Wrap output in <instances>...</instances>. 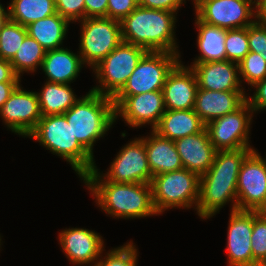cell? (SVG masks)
Instances as JSON below:
<instances>
[{"label":"cell","instance_id":"6da1fadb","mask_svg":"<svg viewBox=\"0 0 266 266\" xmlns=\"http://www.w3.org/2000/svg\"><path fill=\"white\" fill-rule=\"evenodd\" d=\"M254 148L220 150L216 152L209 170L199 179V198L196 213L209 219L228 202L231 211L237 210V178L241 164Z\"/></svg>","mask_w":266,"mask_h":266},{"label":"cell","instance_id":"277c9868","mask_svg":"<svg viewBox=\"0 0 266 266\" xmlns=\"http://www.w3.org/2000/svg\"><path fill=\"white\" fill-rule=\"evenodd\" d=\"M63 115L73 135L92 156L94 143L116 122L113 98L91 90Z\"/></svg>","mask_w":266,"mask_h":266},{"label":"cell","instance_id":"74e56055","mask_svg":"<svg viewBox=\"0 0 266 266\" xmlns=\"http://www.w3.org/2000/svg\"><path fill=\"white\" fill-rule=\"evenodd\" d=\"M252 88H255L254 95L246 97L249 106L253 109L254 113L266 110V77L262 81L255 83Z\"/></svg>","mask_w":266,"mask_h":266},{"label":"cell","instance_id":"d6a6232c","mask_svg":"<svg viewBox=\"0 0 266 266\" xmlns=\"http://www.w3.org/2000/svg\"><path fill=\"white\" fill-rule=\"evenodd\" d=\"M132 241L101 255L95 266H137L138 249ZM104 258H103V257Z\"/></svg>","mask_w":266,"mask_h":266},{"label":"cell","instance_id":"bcb514c9","mask_svg":"<svg viewBox=\"0 0 266 266\" xmlns=\"http://www.w3.org/2000/svg\"><path fill=\"white\" fill-rule=\"evenodd\" d=\"M253 1H255L257 3V5L259 6L263 0H253Z\"/></svg>","mask_w":266,"mask_h":266},{"label":"cell","instance_id":"1f68e13d","mask_svg":"<svg viewBox=\"0 0 266 266\" xmlns=\"http://www.w3.org/2000/svg\"><path fill=\"white\" fill-rule=\"evenodd\" d=\"M224 44L227 60L239 63L250 51L248 44V26L227 30Z\"/></svg>","mask_w":266,"mask_h":266},{"label":"cell","instance_id":"ee69618b","mask_svg":"<svg viewBox=\"0 0 266 266\" xmlns=\"http://www.w3.org/2000/svg\"><path fill=\"white\" fill-rule=\"evenodd\" d=\"M259 18L266 21V0L259 5Z\"/></svg>","mask_w":266,"mask_h":266},{"label":"cell","instance_id":"b9f144b4","mask_svg":"<svg viewBox=\"0 0 266 266\" xmlns=\"http://www.w3.org/2000/svg\"><path fill=\"white\" fill-rule=\"evenodd\" d=\"M20 82H0V109Z\"/></svg>","mask_w":266,"mask_h":266},{"label":"cell","instance_id":"ac0fdd59","mask_svg":"<svg viewBox=\"0 0 266 266\" xmlns=\"http://www.w3.org/2000/svg\"><path fill=\"white\" fill-rule=\"evenodd\" d=\"M198 83L190 66L181 60L168 74L162 92L166 110H190L194 108Z\"/></svg>","mask_w":266,"mask_h":266},{"label":"cell","instance_id":"603a6c76","mask_svg":"<svg viewBox=\"0 0 266 266\" xmlns=\"http://www.w3.org/2000/svg\"><path fill=\"white\" fill-rule=\"evenodd\" d=\"M150 133L149 136L141 138L144 140L148 165L152 175L156 176L161 173L183 169L174 141L160 136L154 130Z\"/></svg>","mask_w":266,"mask_h":266},{"label":"cell","instance_id":"d4e9b609","mask_svg":"<svg viewBox=\"0 0 266 266\" xmlns=\"http://www.w3.org/2000/svg\"><path fill=\"white\" fill-rule=\"evenodd\" d=\"M195 19V25L198 29L197 47L200 55L192 63L227 60L224 44L227 29L203 22L197 16Z\"/></svg>","mask_w":266,"mask_h":266},{"label":"cell","instance_id":"52a82bcc","mask_svg":"<svg viewBox=\"0 0 266 266\" xmlns=\"http://www.w3.org/2000/svg\"><path fill=\"white\" fill-rule=\"evenodd\" d=\"M147 52L140 46L122 41L92 68L99 85L97 84L90 90L113 98L126 84L139 61Z\"/></svg>","mask_w":266,"mask_h":266},{"label":"cell","instance_id":"2e32d148","mask_svg":"<svg viewBox=\"0 0 266 266\" xmlns=\"http://www.w3.org/2000/svg\"><path fill=\"white\" fill-rule=\"evenodd\" d=\"M227 246L229 266H260L252 256L251 235L253 231V211H231Z\"/></svg>","mask_w":266,"mask_h":266},{"label":"cell","instance_id":"cb8c5ba5","mask_svg":"<svg viewBox=\"0 0 266 266\" xmlns=\"http://www.w3.org/2000/svg\"><path fill=\"white\" fill-rule=\"evenodd\" d=\"M205 124L193 110H165L153 129L160 136L172 141L201 132Z\"/></svg>","mask_w":266,"mask_h":266},{"label":"cell","instance_id":"7a4b0ae2","mask_svg":"<svg viewBox=\"0 0 266 266\" xmlns=\"http://www.w3.org/2000/svg\"><path fill=\"white\" fill-rule=\"evenodd\" d=\"M177 14L137 6L121 23L122 40L147 51L180 54L175 39Z\"/></svg>","mask_w":266,"mask_h":266},{"label":"cell","instance_id":"8992f818","mask_svg":"<svg viewBox=\"0 0 266 266\" xmlns=\"http://www.w3.org/2000/svg\"><path fill=\"white\" fill-rule=\"evenodd\" d=\"M200 177L185 168L153 176L152 202L156 213L179 208L196 210ZM193 206V207H192Z\"/></svg>","mask_w":266,"mask_h":266},{"label":"cell","instance_id":"e575fe53","mask_svg":"<svg viewBox=\"0 0 266 266\" xmlns=\"http://www.w3.org/2000/svg\"><path fill=\"white\" fill-rule=\"evenodd\" d=\"M248 44L251 52L261 54L266 61V21L258 18L248 26Z\"/></svg>","mask_w":266,"mask_h":266},{"label":"cell","instance_id":"9a60e30c","mask_svg":"<svg viewBox=\"0 0 266 266\" xmlns=\"http://www.w3.org/2000/svg\"><path fill=\"white\" fill-rule=\"evenodd\" d=\"M115 120L120 116L132 128L151 126L153 130L165 112L162 90L146 92L127 98H113Z\"/></svg>","mask_w":266,"mask_h":266},{"label":"cell","instance_id":"4dcf8cb0","mask_svg":"<svg viewBox=\"0 0 266 266\" xmlns=\"http://www.w3.org/2000/svg\"><path fill=\"white\" fill-rule=\"evenodd\" d=\"M238 64L241 85L244 81L252 87L266 77V61L261 54L249 51Z\"/></svg>","mask_w":266,"mask_h":266},{"label":"cell","instance_id":"4fadbf2b","mask_svg":"<svg viewBox=\"0 0 266 266\" xmlns=\"http://www.w3.org/2000/svg\"><path fill=\"white\" fill-rule=\"evenodd\" d=\"M0 118L11 132L27 138L42 118L37 92L19 84L1 107Z\"/></svg>","mask_w":266,"mask_h":266},{"label":"cell","instance_id":"d6986e66","mask_svg":"<svg viewBox=\"0 0 266 266\" xmlns=\"http://www.w3.org/2000/svg\"><path fill=\"white\" fill-rule=\"evenodd\" d=\"M198 88L212 91H244L239 76V64L223 60L192 63Z\"/></svg>","mask_w":266,"mask_h":266},{"label":"cell","instance_id":"4316f807","mask_svg":"<svg viewBox=\"0 0 266 266\" xmlns=\"http://www.w3.org/2000/svg\"><path fill=\"white\" fill-rule=\"evenodd\" d=\"M37 95L42 116L64 114L80 99L70 84L47 81Z\"/></svg>","mask_w":266,"mask_h":266},{"label":"cell","instance_id":"83f0119b","mask_svg":"<svg viewBox=\"0 0 266 266\" xmlns=\"http://www.w3.org/2000/svg\"><path fill=\"white\" fill-rule=\"evenodd\" d=\"M9 13L10 20L28 26L32 22L38 21L56 14L55 0H10Z\"/></svg>","mask_w":266,"mask_h":266},{"label":"cell","instance_id":"7bdbcfd3","mask_svg":"<svg viewBox=\"0 0 266 266\" xmlns=\"http://www.w3.org/2000/svg\"><path fill=\"white\" fill-rule=\"evenodd\" d=\"M7 9V10H6ZM10 19V13H9V6L5 8L3 5L0 3V31L3 27V25Z\"/></svg>","mask_w":266,"mask_h":266},{"label":"cell","instance_id":"7dc6e473","mask_svg":"<svg viewBox=\"0 0 266 266\" xmlns=\"http://www.w3.org/2000/svg\"><path fill=\"white\" fill-rule=\"evenodd\" d=\"M184 1H186V0H184ZM194 1V7L197 5V0H193Z\"/></svg>","mask_w":266,"mask_h":266},{"label":"cell","instance_id":"44dd1931","mask_svg":"<svg viewBox=\"0 0 266 266\" xmlns=\"http://www.w3.org/2000/svg\"><path fill=\"white\" fill-rule=\"evenodd\" d=\"M246 91H212L198 88L193 110L206 125L239 109L247 101Z\"/></svg>","mask_w":266,"mask_h":266},{"label":"cell","instance_id":"ffe728a7","mask_svg":"<svg viewBox=\"0 0 266 266\" xmlns=\"http://www.w3.org/2000/svg\"><path fill=\"white\" fill-rule=\"evenodd\" d=\"M174 143L183 168L200 177L212 166L217 150L210 142L206 128L197 134L177 139Z\"/></svg>","mask_w":266,"mask_h":266},{"label":"cell","instance_id":"30bf717a","mask_svg":"<svg viewBox=\"0 0 266 266\" xmlns=\"http://www.w3.org/2000/svg\"><path fill=\"white\" fill-rule=\"evenodd\" d=\"M180 54L148 51L139 61L123 88L113 98H127L162 90L166 78L180 61Z\"/></svg>","mask_w":266,"mask_h":266},{"label":"cell","instance_id":"f546056e","mask_svg":"<svg viewBox=\"0 0 266 266\" xmlns=\"http://www.w3.org/2000/svg\"><path fill=\"white\" fill-rule=\"evenodd\" d=\"M27 35L25 26L9 19L0 31V57L11 61Z\"/></svg>","mask_w":266,"mask_h":266},{"label":"cell","instance_id":"484cf974","mask_svg":"<svg viewBox=\"0 0 266 266\" xmlns=\"http://www.w3.org/2000/svg\"><path fill=\"white\" fill-rule=\"evenodd\" d=\"M70 22L56 13L49 17L32 22L27 28V34L34 38L46 50L61 48L67 37Z\"/></svg>","mask_w":266,"mask_h":266},{"label":"cell","instance_id":"f1b7e54d","mask_svg":"<svg viewBox=\"0 0 266 266\" xmlns=\"http://www.w3.org/2000/svg\"><path fill=\"white\" fill-rule=\"evenodd\" d=\"M46 50L34 38L27 35L17 50L16 55L10 61L13 71L21 78L25 72L34 73L41 68Z\"/></svg>","mask_w":266,"mask_h":266},{"label":"cell","instance_id":"5bb4252c","mask_svg":"<svg viewBox=\"0 0 266 266\" xmlns=\"http://www.w3.org/2000/svg\"><path fill=\"white\" fill-rule=\"evenodd\" d=\"M252 150L243 160L237 178L238 210L256 211L266 199V157Z\"/></svg>","mask_w":266,"mask_h":266},{"label":"cell","instance_id":"ab89813d","mask_svg":"<svg viewBox=\"0 0 266 266\" xmlns=\"http://www.w3.org/2000/svg\"><path fill=\"white\" fill-rule=\"evenodd\" d=\"M85 18L107 17L108 0H84Z\"/></svg>","mask_w":266,"mask_h":266},{"label":"cell","instance_id":"ba28073f","mask_svg":"<svg viewBox=\"0 0 266 266\" xmlns=\"http://www.w3.org/2000/svg\"><path fill=\"white\" fill-rule=\"evenodd\" d=\"M107 171L101 173L96 166L82 180L151 184L153 175L148 165L144 140L138 137L124 145Z\"/></svg>","mask_w":266,"mask_h":266},{"label":"cell","instance_id":"8d00e7d4","mask_svg":"<svg viewBox=\"0 0 266 266\" xmlns=\"http://www.w3.org/2000/svg\"><path fill=\"white\" fill-rule=\"evenodd\" d=\"M138 5L137 0H108L107 17L121 22Z\"/></svg>","mask_w":266,"mask_h":266},{"label":"cell","instance_id":"d590c367","mask_svg":"<svg viewBox=\"0 0 266 266\" xmlns=\"http://www.w3.org/2000/svg\"><path fill=\"white\" fill-rule=\"evenodd\" d=\"M55 5L56 12L70 23L85 19L84 0H55Z\"/></svg>","mask_w":266,"mask_h":266},{"label":"cell","instance_id":"3957f363","mask_svg":"<svg viewBox=\"0 0 266 266\" xmlns=\"http://www.w3.org/2000/svg\"><path fill=\"white\" fill-rule=\"evenodd\" d=\"M105 214L121 219L158 215L152 202L151 184L83 181Z\"/></svg>","mask_w":266,"mask_h":266},{"label":"cell","instance_id":"f35d334b","mask_svg":"<svg viewBox=\"0 0 266 266\" xmlns=\"http://www.w3.org/2000/svg\"><path fill=\"white\" fill-rule=\"evenodd\" d=\"M186 3L184 0H139V6L148 9L166 10L177 14L181 6Z\"/></svg>","mask_w":266,"mask_h":266},{"label":"cell","instance_id":"f6af8a7d","mask_svg":"<svg viewBox=\"0 0 266 266\" xmlns=\"http://www.w3.org/2000/svg\"><path fill=\"white\" fill-rule=\"evenodd\" d=\"M261 218L266 219V199L255 211Z\"/></svg>","mask_w":266,"mask_h":266},{"label":"cell","instance_id":"5b68a950","mask_svg":"<svg viewBox=\"0 0 266 266\" xmlns=\"http://www.w3.org/2000/svg\"><path fill=\"white\" fill-rule=\"evenodd\" d=\"M27 137L67 161L81 180L96 167L94 156L73 135L63 114L42 116Z\"/></svg>","mask_w":266,"mask_h":266},{"label":"cell","instance_id":"9c48e42d","mask_svg":"<svg viewBox=\"0 0 266 266\" xmlns=\"http://www.w3.org/2000/svg\"><path fill=\"white\" fill-rule=\"evenodd\" d=\"M79 22L81 35L77 52L83 64L93 68L123 41L121 23L108 17L85 18Z\"/></svg>","mask_w":266,"mask_h":266},{"label":"cell","instance_id":"60d3db41","mask_svg":"<svg viewBox=\"0 0 266 266\" xmlns=\"http://www.w3.org/2000/svg\"><path fill=\"white\" fill-rule=\"evenodd\" d=\"M0 82H21L13 71L10 61L4 60L0 57Z\"/></svg>","mask_w":266,"mask_h":266},{"label":"cell","instance_id":"7c38bea8","mask_svg":"<svg viewBox=\"0 0 266 266\" xmlns=\"http://www.w3.org/2000/svg\"><path fill=\"white\" fill-rule=\"evenodd\" d=\"M253 114V109L246 101L236 111L208 122L205 128L216 150L253 148L249 143Z\"/></svg>","mask_w":266,"mask_h":266},{"label":"cell","instance_id":"836d02e7","mask_svg":"<svg viewBox=\"0 0 266 266\" xmlns=\"http://www.w3.org/2000/svg\"><path fill=\"white\" fill-rule=\"evenodd\" d=\"M253 259L262 266L266 261V219L253 211V231L251 235Z\"/></svg>","mask_w":266,"mask_h":266},{"label":"cell","instance_id":"e0dca14e","mask_svg":"<svg viewBox=\"0 0 266 266\" xmlns=\"http://www.w3.org/2000/svg\"><path fill=\"white\" fill-rule=\"evenodd\" d=\"M58 237L62 251L72 264L95 266L105 251L102 236L93 230L66 228L59 233Z\"/></svg>","mask_w":266,"mask_h":266},{"label":"cell","instance_id":"8fae6325","mask_svg":"<svg viewBox=\"0 0 266 266\" xmlns=\"http://www.w3.org/2000/svg\"><path fill=\"white\" fill-rule=\"evenodd\" d=\"M194 10L201 21L227 30L245 28L259 18L253 0H202Z\"/></svg>","mask_w":266,"mask_h":266},{"label":"cell","instance_id":"7402d4cb","mask_svg":"<svg viewBox=\"0 0 266 266\" xmlns=\"http://www.w3.org/2000/svg\"><path fill=\"white\" fill-rule=\"evenodd\" d=\"M64 48L46 51L41 69L47 77V82L71 84L83 68L81 55Z\"/></svg>","mask_w":266,"mask_h":266}]
</instances>
